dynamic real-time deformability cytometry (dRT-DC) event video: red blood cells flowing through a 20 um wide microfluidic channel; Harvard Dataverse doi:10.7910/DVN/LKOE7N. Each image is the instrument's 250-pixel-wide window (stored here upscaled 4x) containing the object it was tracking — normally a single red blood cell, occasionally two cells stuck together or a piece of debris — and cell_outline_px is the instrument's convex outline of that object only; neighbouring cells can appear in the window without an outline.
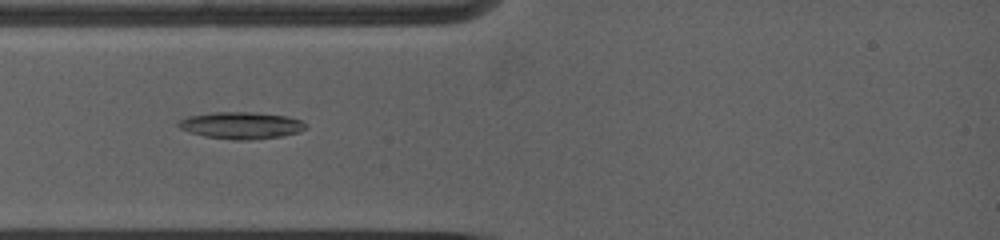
{"species": "common noctule bat (a hibernating species)", "species_latin": "Nyctalus noctula", "temperature_condition": "warm", "stored_images_in_passage": 54, "camera_frame_rate_fps": 5000, "um_per_image_px": 0.085, "animal": {"sex": "female", "body_mass_g": 19.0, "forearm_length_mm": 53.3}, "frame": {"image": 1, "passage_image": 10, "time_ms": 2.2, "image_size_px": [1000, 240], "cell_outline_px": [[308, 128], [296, 132], [280, 136], [252, 140], [232, 140], [204, 136], [188, 132], [180, 128], [176, 124], [176, 120], [188, 116], [216, 112], [252, 112], [288, 116], [300, 120], [308, 124]], "centroid_in_image_um": [20.47, 10.66], "position_along_channel_um": 64.5, "area_um2": 20.11}}
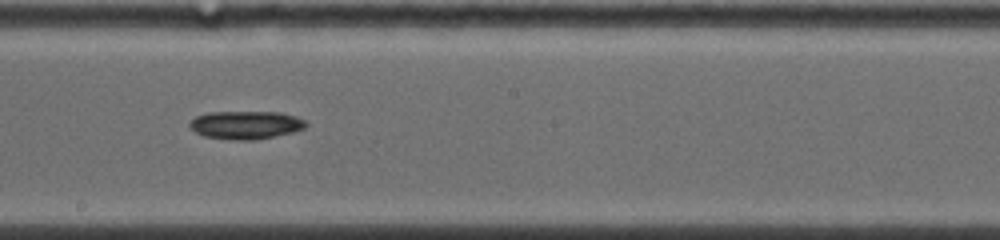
{"frame": {"image": 2, "passage_image": 22, "time_ms": 6.4, "image_size_px": [1000, 240], "cell_outline_px": [[308, 124], [304, 128], [292, 132], [256, 140], [232, 140], [204, 136], [196, 132], [188, 124], [196, 116], [208, 112], [280, 112], [296, 116], [304, 120]], "centroid_in_image_um": [20.9, 10.62], "position_along_channel_um": 227.3, "area_um2": 19.02}}
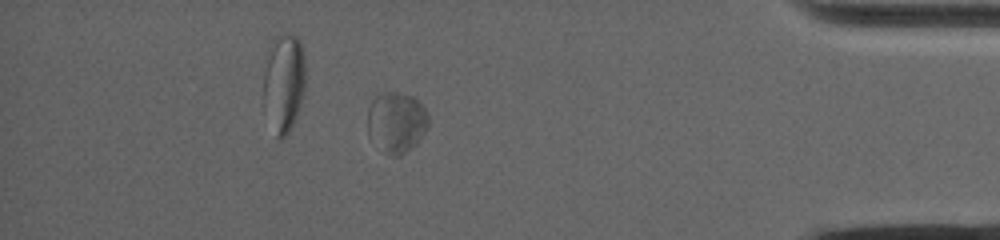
{"frame": {"image": 3, "passage_image": 39, "time_ms": 12.0, "image_size_px": [1000, 240], "cell_outline_px": [[428, 128], [420, 140], [416, 144], [400, 156], [392, 156], [380, 152], [368, 136], [368, 108], [372, 100], [380, 92], [396, 92], [412, 96], [424, 108], [428, 116]], "centroid_in_image_um": [33.66, 10.43], "position_along_channel_um": 401.5, "area_um2": 21.91}, "authors_computed_cell_mechanics": {"area_um2": 20.6924, "velocity_mm_per_s": 3.8883, "shape_relaxation_time_tau1_ms": 0.966, "shape_relaxation_time_tau2_ms": null, "deformation_change_tau1": 0.0375, "deformation_change_tau2": null}}